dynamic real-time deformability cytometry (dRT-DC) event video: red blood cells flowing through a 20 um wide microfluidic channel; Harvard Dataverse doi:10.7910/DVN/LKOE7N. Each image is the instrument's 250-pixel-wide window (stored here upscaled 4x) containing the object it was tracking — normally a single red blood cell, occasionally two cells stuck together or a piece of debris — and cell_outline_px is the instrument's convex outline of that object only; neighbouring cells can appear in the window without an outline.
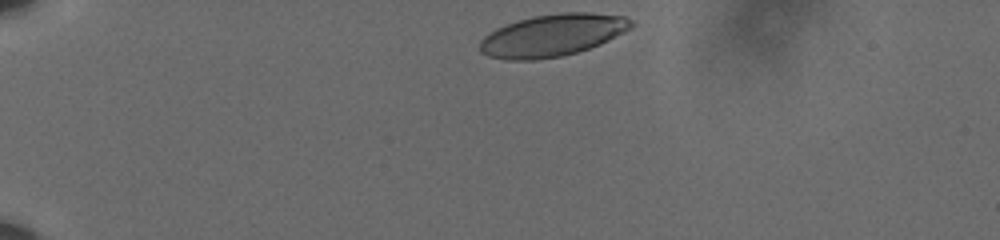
{"species": "human", "species_latin": "Homo sapiens", "temperature_condition": "cold", "stored_images_in_passage": 39, "camera_frame_rate_fps": 3000, "um_per_image_px": 0.085, "donor": {"sex": "male"}, "frame": {"image": 1, "passage_image": 1, "time_ms": 0.0, "image_size_px": [1000, 240], "cell_outline_px": [[636, 24], [632, 28], [600, 44], [576, 52], [560, 56], [536, 60], [508, 60], [488, 56], [480, 52], [480, 40], [484, 36], [496, 28], [532, 16], [560, 12], [588, 12], [624, 16], [632, 20]], "centroid_in_image_um": [46.97, 2.99], "position_along_channel_um": 38.0, "area_um2": 37.17}}
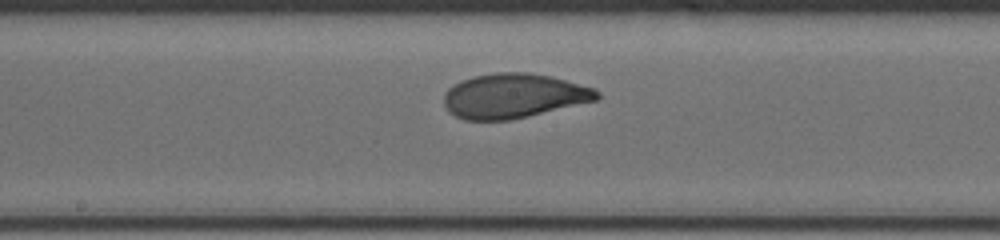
{"frame": {"image": 2, "passage_image": 21, "time_ms": 6.667, "image_size_px": [1000, 240], "cell_outline_px": [[600, 96], [596, 100], [528, 116], [508, 120], [464, 120], [448, 112], [444, 104], [444, 92], [448, 88], [460, 80], [472, 76], [496, 72], [528, 72], [552, 76], [596, 88], [600, 92]], "centroid_in_image_um": [43.64, 8.13], "position_along_channel_um": 204.6, "area_um2": 40.0}}
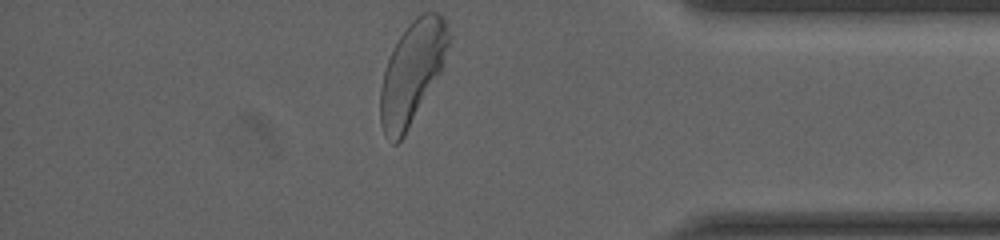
{"frame": {"image": 3, "passage_image": 39, "time_ms": 12.667, "image_size_px": [1000, 240], "cell_outline_px": [[452, 40], [440, 72], [404, 136], [396, 144], [392, 144], [384, 136], [380, 124], [380, 88], [384, 72], [388, 60], [400, 36], [408, 24], [416, 16], [424, 12], [436, 12], [444, 20], [452, 36]], "centroid_in_image_um": [35.03, 6.17], "position_along_channel_um": 400.2, "area_um2": 40.34}, "authors_computed_cell_mechanics": {"area_um2": 39.5352, "velocity_mm_per_s": 3.5776, "shape_relaxation_time_tau1_ms": 3.8111, "shape_relaxation_time_tau2_ms": 0.8956, "deformation_change_tau1": 0.1633, "deformation_change_tau2": 0.0624}}